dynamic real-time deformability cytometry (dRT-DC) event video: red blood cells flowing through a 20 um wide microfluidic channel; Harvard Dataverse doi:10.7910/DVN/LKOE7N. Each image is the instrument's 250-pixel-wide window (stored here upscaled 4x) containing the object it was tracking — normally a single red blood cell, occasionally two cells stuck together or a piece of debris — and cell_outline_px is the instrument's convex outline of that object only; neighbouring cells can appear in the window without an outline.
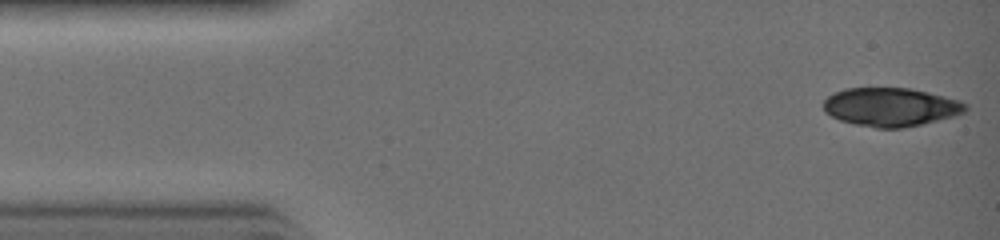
{"species": "common noctule bat (a hibernating species)", "species_latin": "Nyctalus noctula", "temperature_condition": "warm", "stored_images_in_passage": 31, "camera_frame_rate_fps": 3000, "um_per_image_px": 0.085, "animal": {"sex": "female", "body_mass_g": 19.0, "forearm_length_mm": 51.5}, "frame": {"image": 1, "passage_image": 1, "time_ms": 0.0, "image_size_px": [1000, 240], "cell_outline_px": [[968, 108], [964, 112], [952, 116], [904, 128], [876, 128], [856, 124], [840, 120], [824, 112], [824, 100], [828, 96], [844, 88], [912, 88], [960, 100], [968, 104]], "centroid_in_image_um": [75.71, 9.09], "position_along_channel_um": 9.3, "area_um2": 31.79}}
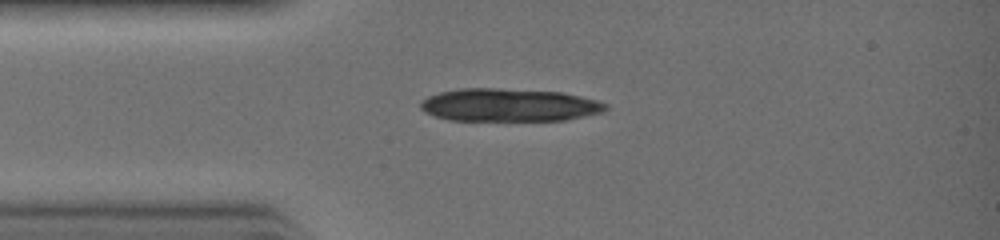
{"frame": {"image": 2, "passage_image": 7, "time_ms": 2.0, "image_size_px": [1000, 240], "cell_outline_px": [[608, 108], [604, 112], [564, 120], [448, 120], [424, 112], [420, 108], [420, 100], [428, 96], [440, 92], [460, 88], [496, 88], [564, 92], [596, 100], [608, 104]], "centroid_in_image_um": [43.26, 8.92], "position_along_channel_um": 41.7, "area_um2": 35.6}}